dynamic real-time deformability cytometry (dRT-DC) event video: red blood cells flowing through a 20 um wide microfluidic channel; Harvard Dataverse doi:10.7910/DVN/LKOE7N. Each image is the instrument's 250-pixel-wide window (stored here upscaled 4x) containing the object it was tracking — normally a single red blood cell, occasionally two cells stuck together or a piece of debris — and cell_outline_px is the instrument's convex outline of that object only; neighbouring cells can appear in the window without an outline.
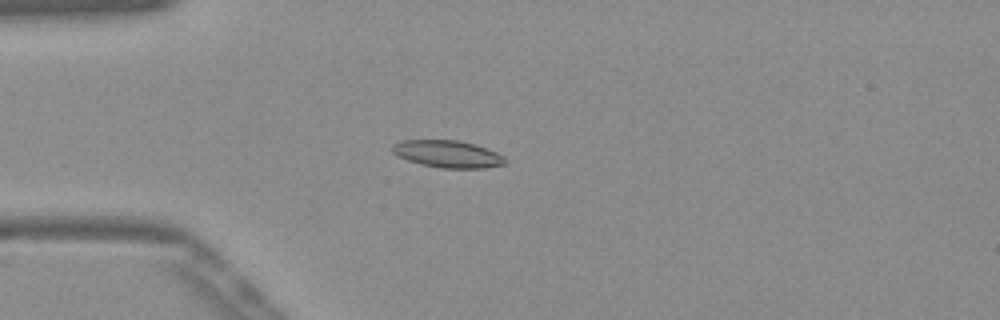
{"species": "Egyptian fruit bat (a non-hibernating species)", "species_latin": "Rousettus aegyptiacus", "temperature_condition": "warm", "stored_images_in_passage": 47, "camera_frame_rate_fps": 3000, "um_per_image_px": 0.085, "frame": {"image": 1, "passage_image": 9, "time_ms": 2.667, "image_size_px": [1000, 320], "cell_outline_px": [[508, 160], [504, 164], [484, 168], [440, 168], [420, 164], [408, 160], [392, 152], [392, 144], [400, 140], [460, 140], [476, 144], [488, 148], [504, 156]], "centroid_in_image_um": [38.08, 13.08], "position_along_channel_um": 46.9, "area_um2": 18.03}}
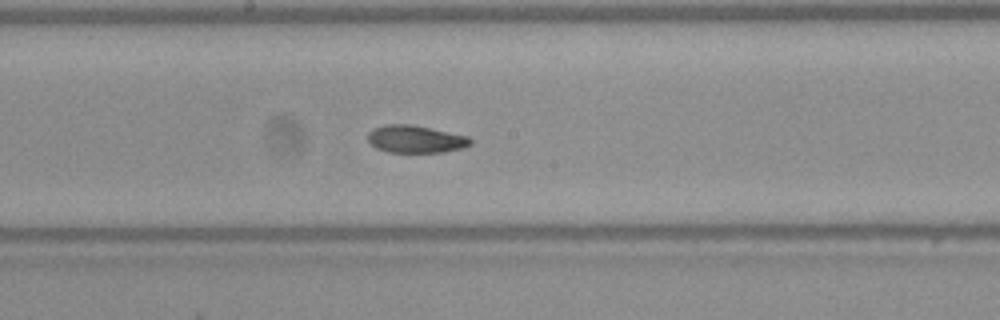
{"frame": {"image": 2, "passage_image": 23, "time_ms": 7.333, "image_size_px": [1000, 320], "cell_outline_px": [[472, 144], [464, 148], [444, 152], [388, 152], [376, 148], [368, 140], [368, 132], [372, 128], [388, 124], [408, 124], [468, 136], [472, 140]], "centroid_in_image_um": [35.32, 11.83], "position_along_channel_um": 212.9, "area_um2": 16.36}}
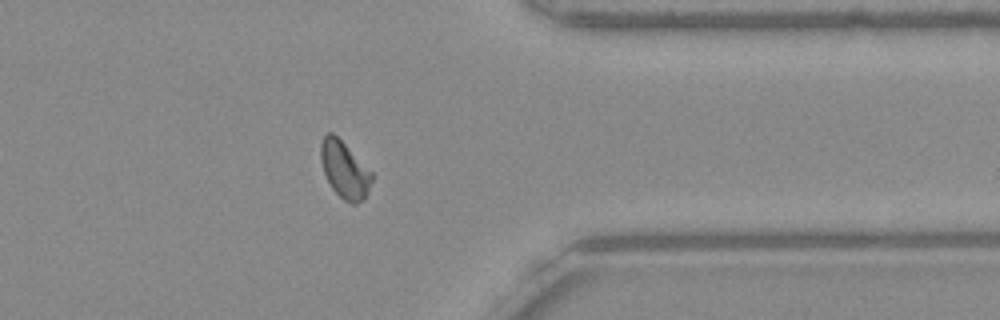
{"frame": {"image": 3, "passage_image": 37, "time_ms": 12.0, "image_size_px": [1000, 320], "cell_outline_px": [[372, 180], [368, 192], [356, 204], [352, 204], [344, 200], [332, 188], [324, 172], [320, 160], [320, 144], [324, 136], [328, 132], [332, 132], [372, 172]], "centroid_in_image_um": [29.26, 14.43], "position_along_channel_um": 382.1, "area_um2": 16.47}, "authors_computed_cell_mechanics": {"area_um2": 16.6464, "velocity_mm_per_s": 3.8654, "shape_relaxation_time_tau1_ms": 6.298, "shape_relaxation_time_tau2_ms": 2.1422, "deformation_change_tau1": 0.1697, "deformation_change_tau2": 0.0689}}